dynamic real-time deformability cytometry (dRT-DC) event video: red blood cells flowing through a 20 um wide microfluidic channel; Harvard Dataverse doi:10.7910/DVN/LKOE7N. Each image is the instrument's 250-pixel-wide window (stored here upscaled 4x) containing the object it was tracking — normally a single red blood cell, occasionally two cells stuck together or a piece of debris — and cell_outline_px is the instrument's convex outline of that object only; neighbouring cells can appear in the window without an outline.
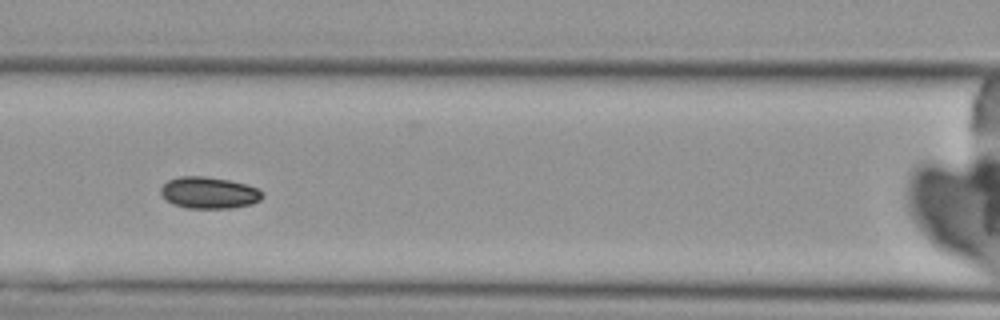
{"species": "Egyptian fruit bat (a non-hibernating species)", "species_latin": "Rousettus aegyptiacus", "temperature_condition": "cold", "stored_images_in_passage": 4, "camera_frame_rate_fps": 3000, "um_per_image_px": 0.085, "animal": {"sex": "female"}, "frame": {"image": 1, "passage_image": 3, "time_ms": 2.0, "image_size_px": [1000, 320], "cell_outline_px": [[264, 196], [260, 200], [252, 204], [228, 208], [188, 208], [172, 204], [160, 192], [160, 188], [168, 180], [180, 176], [204, 176], [228, 180], [244, 184], [256, 188], [264, 192]], "centroid_in_image_um": [17.77, 16.38], "position_along_channel_um": 148.8, "area_um2": 18.61}}
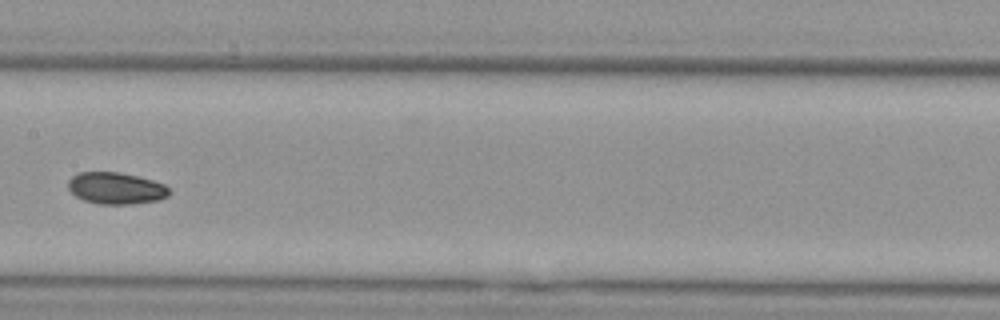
{"frame": {"image": 2, "passage_image": 4, "time_ms": 3.333, "image_size_px": [1000, 320], "cell_outline_px": [[168, 196], [156, 200], [128, 204], [100, 204], [84, 200], [76, 196], [68, 188], [68, 180], [72, 176], [80, 172], [120, 172], [152, 180], [164, 184], [168, 188]], "centroid_in_image_um": [9.82, 15.99], "position_along_channel_um": 197.6, "area_um2": 18.44}}